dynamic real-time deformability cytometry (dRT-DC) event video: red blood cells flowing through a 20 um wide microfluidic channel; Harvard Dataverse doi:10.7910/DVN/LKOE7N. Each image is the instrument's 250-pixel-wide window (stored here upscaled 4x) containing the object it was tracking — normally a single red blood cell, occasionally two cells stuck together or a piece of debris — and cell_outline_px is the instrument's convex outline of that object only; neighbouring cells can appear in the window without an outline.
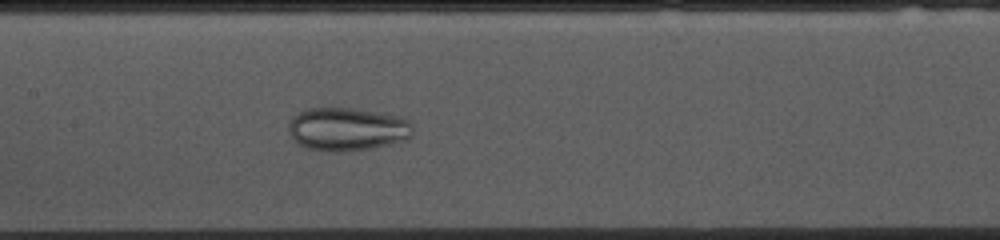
{"species": "common noctule bat (a hibernating species)", "species_latin": "Nyctalus noctula", "temperature_condition": "cold", "stored_images_in_passage": 54, "camera_frame_rate_fps": 3000, "um_per_image_px": 0.085, "animal": {"sex": "female", "body_mass_g": 10.0, "forearm_length_mm": 53.1}, "frame": {"image": 1, "passage_image": 24, "time_ms": 7.667, "image_size_px": [1000, 240], "cell_outline_px": [[412, 136], [408, 140], [372, 148], [344, 152], [328, 152], [308, 148], [300, 144], [288, 132], [288, 124], [292, 116], [308, 108], [352, 108], [400, 116], [408, 120], [412, 124]], "centroid_in_image_um": [29.53, 10.98], "position_along_channel_um": 177.9, "area_um2": 31.5}}
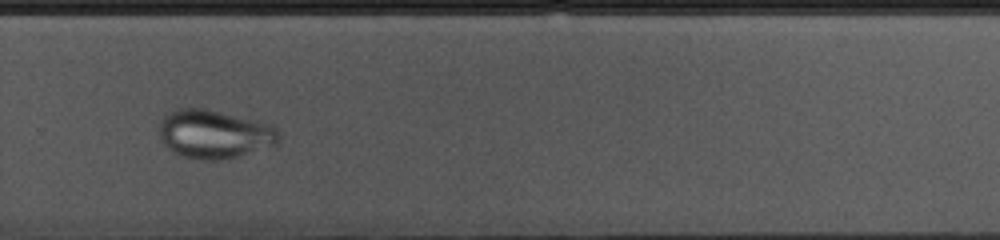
{"frame": {"image": 2, "passage_image": 35, "time_ms": 11.333, "image_size_px": [1000, 240], "cell_outline_px": [[276, 144], [228, 160], [204, 160], [184, 156], [168, 148], [160, 140], [160, 120], [168, 112], [176, 108], [208, 108], [264, 120], [276, 128]], "centroid_in_image_um": [18.22, 11.37], "position_along_channel_um": 311.6, "area_um2": 34.28}}
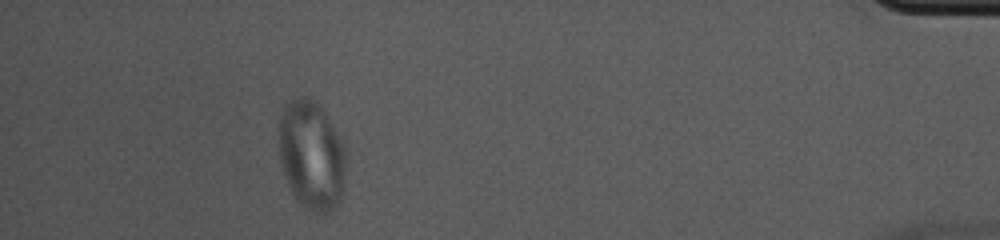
{"frame": {"image": 3, "passage_image": 48, "time_ms": 15.667, "image_size_px": [1000, 240], "cell_outline_px": [[348, 152], [340, 200], [328, 212], [316, 212], [304, 208], [292, 196], [280, 164], [276, 128], [280, 108], [288, 100], [296, 96], [308, 96], [316, 100], [320, 104], [328, 116], [340, 136]], "centroid_in_image_um": [26.43, 13.09], "position_along_channel_um": 408.8, "area_um2": 44.33}}